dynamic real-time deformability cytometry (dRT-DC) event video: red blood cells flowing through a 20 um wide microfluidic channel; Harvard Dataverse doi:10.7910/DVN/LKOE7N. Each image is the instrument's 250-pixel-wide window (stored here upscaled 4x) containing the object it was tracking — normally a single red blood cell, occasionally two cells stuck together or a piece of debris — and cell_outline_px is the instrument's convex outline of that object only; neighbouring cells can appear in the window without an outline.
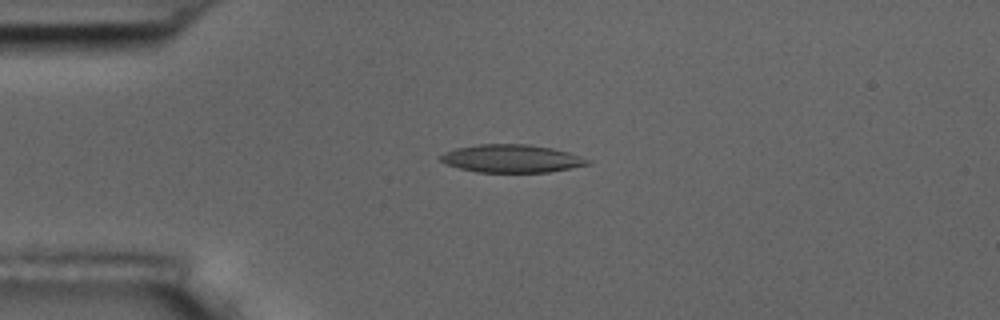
{"species": "common noctule bat (a hibernating species)", "species_latin": "Nyctalus noctula", "temperature_condition": "room temperature", "stored_images_in_passage": 6, "camera_frame_rate_fps": 3000, "um_per_image_px": 0.085, "animal": {"sex": "male", "body_mass_g": 17.5, "forearm_length_mm": 52.3}, "frame": {"image": 1, "passage_image": 3, "time_ms": 2.0, "image_size_px": [1000, 320], "cell_outline_px": [[592, 164], [572, 168], [548, 172], [476, 172], [444, 164], [440, 160], [440, 156], [444, 152], [456, 148], [480, 144], [528, 144], [552, 148], [568, 152], [580, 156], [588, 160]], "centroid_in_image_um": [43.48, 13.48], "position_along_channel_um": 41.5, "area_um2": 23.93}}
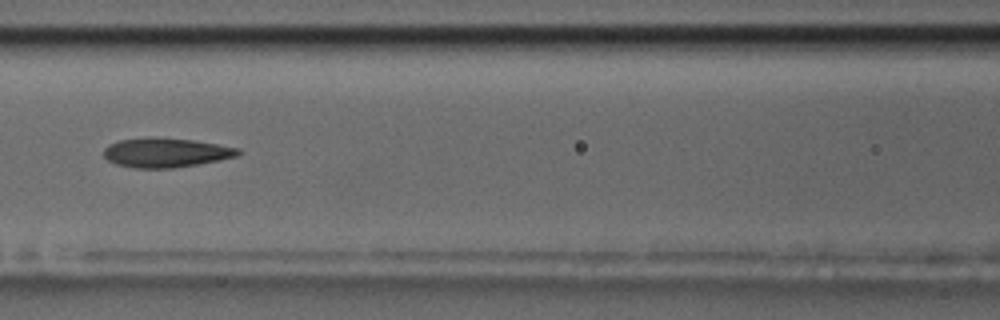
{"frame": {"image": 2, "passage_image": 6, "time_ms": 5.667, "image_size_px": [1000, 320], "cell_outline_px": [[244, 152], [236, 156], [196, 164], [172, 168], [136, 168], [116, 164], [108, 160], [104, 156], [104, 148], [108, 144], [120, 140], [152, 136], [196, 140], [240, 148]], "centroid_in_image_um": [14.09, 12.95], "position_along_channel_um": 152.5, "area_um2": 23.12}}